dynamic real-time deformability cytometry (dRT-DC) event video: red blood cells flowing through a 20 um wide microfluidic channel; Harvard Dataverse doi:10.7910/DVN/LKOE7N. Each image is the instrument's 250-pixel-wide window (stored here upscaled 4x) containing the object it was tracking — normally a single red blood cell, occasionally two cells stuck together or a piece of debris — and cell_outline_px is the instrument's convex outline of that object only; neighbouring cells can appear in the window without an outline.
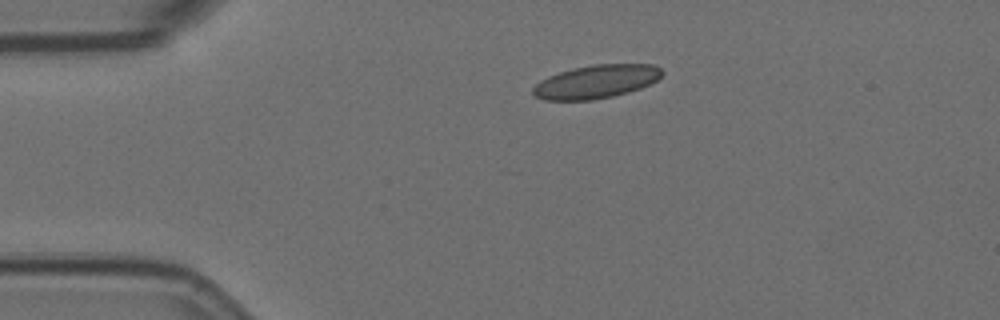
{"species": "Egyptian fruit bat (a non-hibernating species)", "species_latin": "Rousettus aegyptiacus", "temperature_condition": "room temperature", "stored_images_in_passage": 5, "camera_frame_rate_fps": 3000, "um_per_image_px": 0.085, "animal": {"sex": "female"}, "frame": {"image": 1, "passage_image": 1, "time_ms": 0.0, "image_size_px": [1000, 320], "cell_outline_px": [[664, 72], [656, 80], [640, 88], [628, 92], [612, 96], [592, 100], [544, 100], [532, 96], [532, 88], [540, 80], [548, 76], [572, 68], [592, 64], [652, 64], [660, 68]], "centroid_in_image_um": [50.63, 6.94], "position_along_channel_um": 34.4, "area_um2": 25.14}}
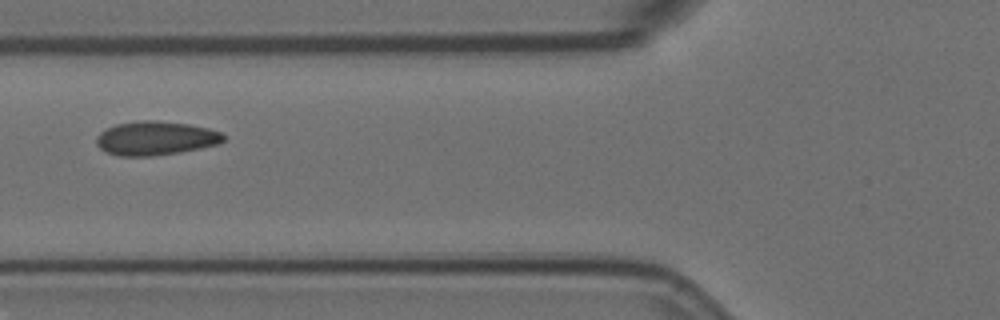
{"frame": {"image": 2, "passage_image": 4, "time_ms": 1.0, "image_size_px": [1000, 320], "cell_outline_px": [[224, 140], [216, 144], [200, 148], [180, 152], [152, 156], [120, 156], [108, 152], [100, 148], [96, 144], [96, 136], [104, 128], [116, 124], [140, 120], [152, 120], [188, 124], [208, 128], [220, 132], [224, 136]], "centroid_in_image_um": [13.18, 11.74], "position_along_channel_um": 112.6, "area_um2": 25.03}}
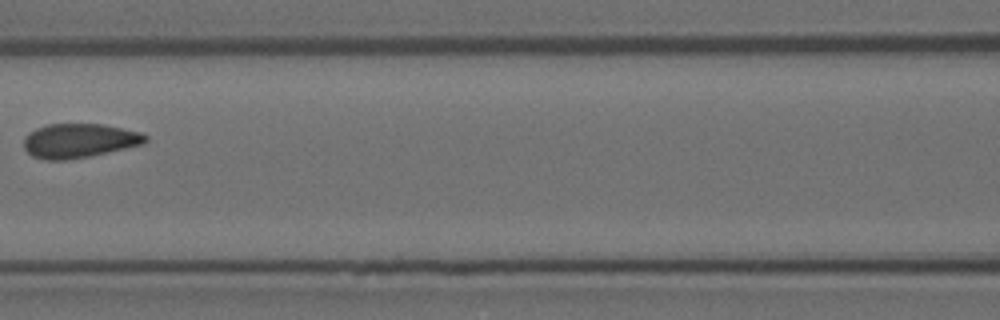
{"frame": {"image": 3, "passage_image": 5, "time_ms": 1.333, "image_size_px": [1000, 320], "cell_outline_px": [[148, 140], [144, 144], [92, 156], [64, 160], [44, 160], [32, 156], [24, 148], [24, 136], [28, 132], [36, 128], [48, 124], [100, 124], [140, 132], [148, 136]], "centroid_in_image_um": [6.72, 11.96], "position_along_channel_um": 159.9, "area_um2": 24.39}}